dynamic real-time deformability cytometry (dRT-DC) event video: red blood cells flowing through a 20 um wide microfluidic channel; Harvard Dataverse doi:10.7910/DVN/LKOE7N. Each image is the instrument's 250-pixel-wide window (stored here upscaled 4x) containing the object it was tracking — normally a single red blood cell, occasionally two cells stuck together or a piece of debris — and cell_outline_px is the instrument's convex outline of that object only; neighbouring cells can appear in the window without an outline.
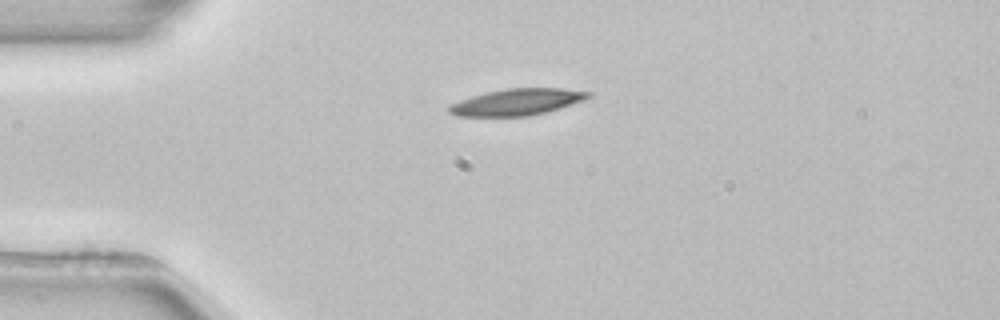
{"species": "common noctule bat (a hibernating species)", "species_latin": "Nyctalus noctula", "temperature_condition": "room temperature", "stored_images_in_passage": 2, "camera_frame_rate_fps": 3000, "um_per_image_px": 0.085, "animal": {"sex": "female", "body_mass_g": 22.7, "forearm_length_mm": 54.2}, "frame": {"image": 1, "passage_image": 1, "time_ms": 0.0, "image_size_px": [1000, 320], "cell_outline_px": [[592, 96], [584, 100], [560, 108], [528, 116], [456, 116], [448, 112], [448, 108], [452, 104], [460, 100], [472, 96], [488, 92], [508, 88], [560, 88], [592, 92]], "centroid_in_image_um": [43.97, 8.67], "position_along_channel_um": 41.0, "area_um2": 21.33}}